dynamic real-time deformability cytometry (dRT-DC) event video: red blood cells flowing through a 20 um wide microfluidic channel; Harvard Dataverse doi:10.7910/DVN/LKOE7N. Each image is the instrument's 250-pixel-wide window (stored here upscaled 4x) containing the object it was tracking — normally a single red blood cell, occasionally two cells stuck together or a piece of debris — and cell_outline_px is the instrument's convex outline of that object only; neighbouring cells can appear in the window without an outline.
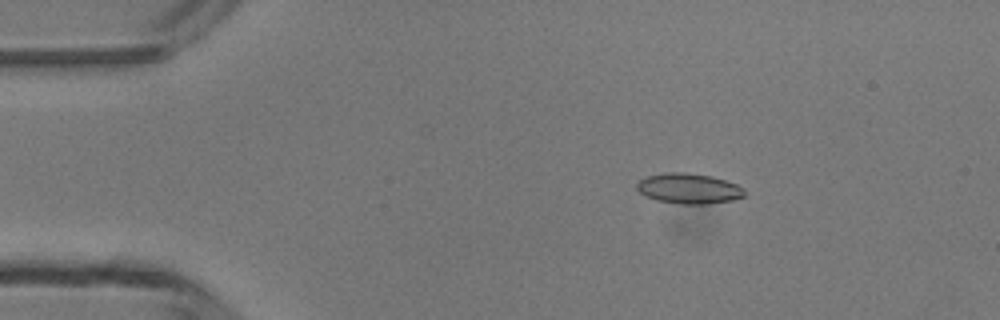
{"species": "common noctule bat (a hibernating species)", "species_latin": "Nyctalus noctula", "temperature_condition": "room temperature", "stored_images_in_passage": 5, "camera_frame_rate_fps": 3000, "um_per_image_px": 0.085, "animal": {"sex": "male", "body_mass_g": 13.3}, "frame": {"image": 1, "passage_image": 2, "time_ms": 2.0, "image_size_px": [1000, 320], "cell_outline_px": [[744, 196], [732, 200], [708, 204], [680, 204], [656, 200], [644, 196], [636, 188], [636, 184], [640, 180], [648, 176], [664, 172], [684, 172], [712, 176], [736, 184], [744, 188]], "centroid_in_image_um": [58.53, 16.02], "position_along_channel_um": 26.5, "area_um2": 19.07}}
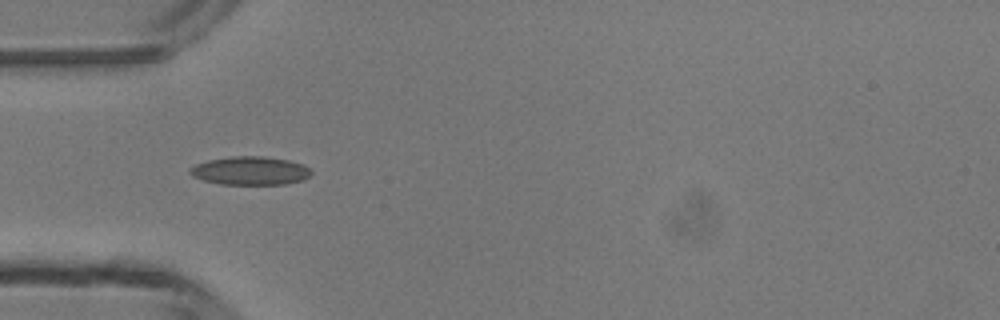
{"frame": {"image": 2, "passage_image": 4, "time_ms": 4.333, "image_size_px": [1000, 320], "cell_outline_px": [[312, 172], [304, 180], [284, 184], [220, 184], [204, 180], [192, 176], [188, 172], [188, 168], [196, 164], [208, 160], [232, 156], [264, 156], [288, 160], [304, 164]], "centroid_in_image_um": [21.25, 14.51], "position_along_channel_um": 63.7, "area_um2": 20.11}}
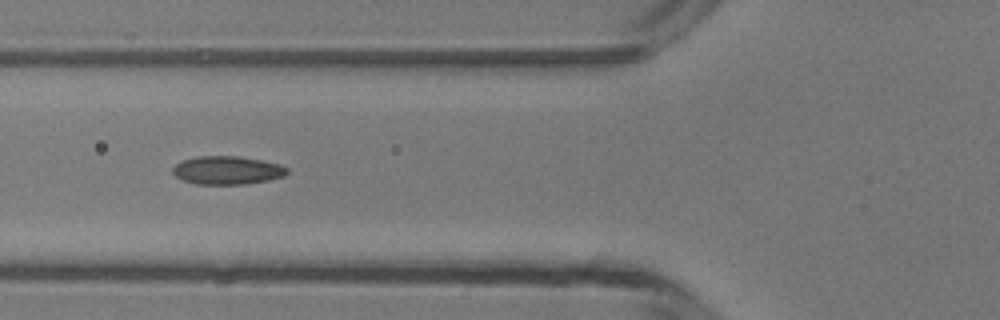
{"frame": {"image": 3, "passage_image": 5, "time_ms": 5.333, "image_size_px": [1000, 320], "cell_outline_px": [[288, 172], [284, 176], [268, 180], [244, 184], [196, 184], [184, 180], [176, 176], [172, 172], [172, 168], [176, 164], [184, 160], [196, 156], [236, 156], [260, 160], [280, 164], [288, 168]], "centroid_in_image_um": [19.31, 14.47], "position_along_channel_um": 106.5, "area_um2": 18.73}}